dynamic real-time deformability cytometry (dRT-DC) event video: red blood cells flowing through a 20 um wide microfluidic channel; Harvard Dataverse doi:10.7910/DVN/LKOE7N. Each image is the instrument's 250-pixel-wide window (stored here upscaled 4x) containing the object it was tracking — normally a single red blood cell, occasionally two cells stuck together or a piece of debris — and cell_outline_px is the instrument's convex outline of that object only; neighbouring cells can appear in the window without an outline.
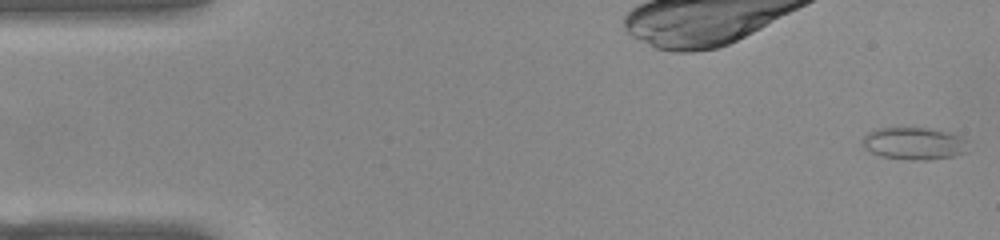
{"species": "common noctule bat (a hibernating species)", "species_latin": "Nyctalus noctula", "temperature_condition": "warm", "stored_images_in_passage": 52, "camera_frame_rate_fps": 3000, "um_per_image_px": 0.085, "animal": {"sex": "female", "body_mass_g": 22.0, "forearm_length_mm": 56.7}, "frame": {"image": 1, "passage_image": 1, "time_ms": 0.0, "image_size_px": [1000, 240], "cell_outline_px": [[968, 152], [952, 156], [928, 160], [908, 160], [880, 156], [868, 152], [864, 148], [864, 136], [868, 132], [876, 128], [928, 128], [960, 136], [968, 140]], "centroid_in_image_um": [77.7, 12.21], "position_along_channel_um": 7.3, "area_um2": 20.0}}
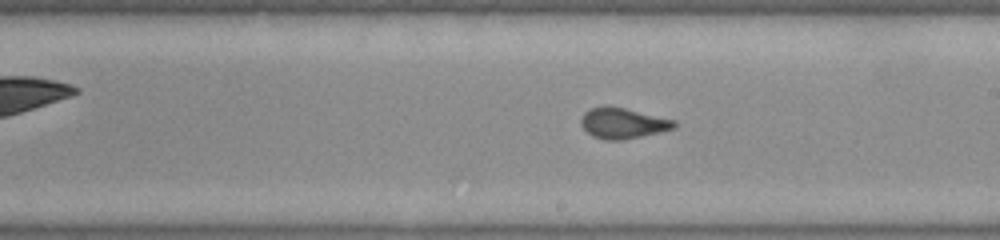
{"frame": {"image": 2, "passage_image": 29, "time_ms": 9.333, "image_size_px": [1000, 240], "cell_outline_px": [[676, 128], [660, 132], [624, 140], [604, 140], [592, 136], [580, 124], [580, 120], [584, 112], [592, 108], [624, 108], [676, 120]], "centroid_in_image_um": [52.97, 10.51], "position_along_channel_um": 236.0, "area_um2": 16.36}}
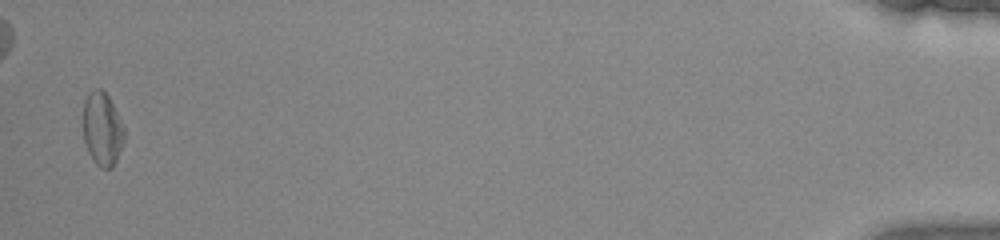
{"frame": {"image": 3, "passage_image": 51, "time_ms": 16.667, "image_size_px": [1000, 240], "cell_outline_px": [[124, 140], [116, 160], [112, 168], [100, 168], [92, 160], [88, 152], [84, 140], [84, 100], [88, 92], [96, 88], [100, 88], [108, 96], [124, 128]], "centroid_in_image_um": [8.68, 10.98], "position_along_channel_um": 426.5, "area_um2": 17.4}, "authors_computed_cell_mechanics": {"area_um2": 17.1088, "velocity_mm_per_s": 3.9087, "shape_relaxation_time_tau1_ms": null, "shape_relaxation_time_tau2_ms": 0.663, "deformation_change_tau1": null, "deformation_change_tau2": 0.0579}}